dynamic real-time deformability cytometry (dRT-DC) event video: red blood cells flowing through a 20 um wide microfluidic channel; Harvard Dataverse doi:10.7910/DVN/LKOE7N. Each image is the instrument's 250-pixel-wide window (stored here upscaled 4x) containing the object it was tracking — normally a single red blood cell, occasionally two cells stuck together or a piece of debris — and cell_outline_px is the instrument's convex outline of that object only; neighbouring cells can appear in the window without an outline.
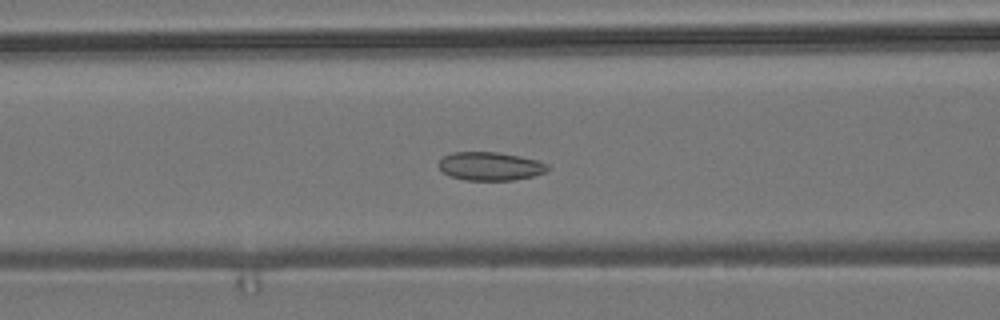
{"species": "common noctule bat (a hibernating species)", "species_latin": "Nyctalus noctula", "temperature_condition": "room temperature", "stored_images_in_passage": 38, "camera_frame_rate_fps": 3000, "um_per_image_px": 0.085, "animal": {"sex": "male", "body_mass_g": 19.2, "forearm_length_mm": 51.8}, "frame": {"image": 1, "passage_image": 17, "time_ms": 5.333, "image_size_px": [1000, 320], "cell_outline_px": [[548, 168], [544, 172], [532, 176], [512, 180], [464, 180], [452, 176], [444, 172], [440, 168], [440, 160], [444, 156], [452, 152], [496, 152], [520, 156], [536, 160], [548, 164]], "centroid_in_image_um": [41.67, 14.12], "position_along_channel_um": 124.9, "area_um2": 17.74}}
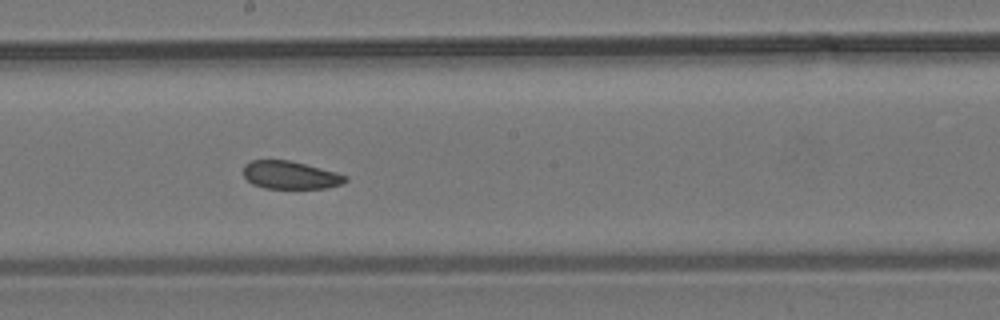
{"frame": {"image": 2, "passage_image": 25, "time_ms": 8.0, "image_size_px": [1000, 320], "cell_outline_px": [[348, 180], [344, 184], [324, 188], [264, 188], [252, 184], [244, 176], [244, 164], [252, 160], [288, 160], [336, 172], [348, 176]], "centroid_in_image_um": [24.69, 14.89], "position_along_channel_um": 223.5, "area_um2": 16.53}}
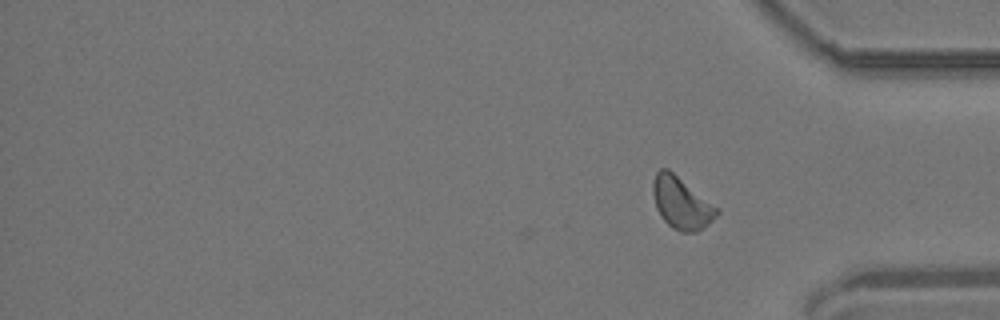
{"frame": {"image": 3, "passage_image": 38, "time_ms": 12.333, "image_size_px": [1000, 320], "cell_outline_px": [[720, 212], [708, 224], [696, 232], [680, 232], [672, 228], [660, 216], [656, 208], [652, 192], [652, 184], [656, 172], [660, 168], [668, 168], [720, 208]], "centroid_in_image_um": [57.92, 17.24], "position_along_channel_um": 377.3, "area_um2": 19.54}, "authors_computed_cell_mechanics": {"area_um2": 18.3515, "velocity_mm_per_s": 3.6974, "shape_relaxation_time_tau1_ms": null, "shape_relaxation_time_tau2_ms": 3.3547, "deformation_change_tau1": null, "deformation_change_tau2": 0.0982}}